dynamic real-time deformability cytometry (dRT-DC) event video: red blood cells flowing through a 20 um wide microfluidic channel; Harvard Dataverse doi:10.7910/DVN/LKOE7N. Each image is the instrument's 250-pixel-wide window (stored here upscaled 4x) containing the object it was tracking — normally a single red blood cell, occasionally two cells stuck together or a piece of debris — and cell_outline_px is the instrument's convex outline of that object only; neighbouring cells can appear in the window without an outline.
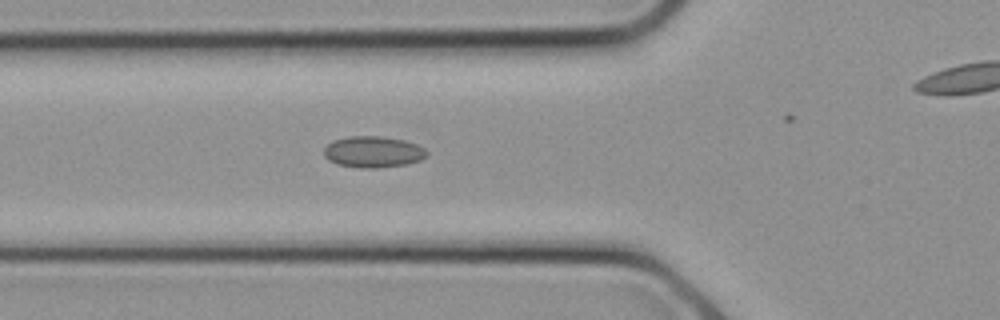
{"species": "common noctule bat (a hibernating species)", "species_latin": "Nyctalus noctula", "temperature_condition": "cold", "stored_images_in_passage": 9, "camera_frame_rate_fps": 3000, "um_per_image_px": 0.085, "animal": {"sex": "female", "body_mass_g": 21.9}, "frame": {"image": 1, "passage_image": 8, "time_ms": 2.333, "image_size_px": [1000, 320], "cell_outline_px": [[428, 156], [420, 160], [404, 164], [380, 168], [360, 168], [340, 164], [328, 160], [324, 156], [324, 148], [332, 140], [348, 136], [380, 136], [404, 140], [416, 144], [424, 148], [428, 152]], "centroid_in_image_um": [31.71, 12.9], "position_along_channel_um": 94.1, "area_um2": 18.79}}